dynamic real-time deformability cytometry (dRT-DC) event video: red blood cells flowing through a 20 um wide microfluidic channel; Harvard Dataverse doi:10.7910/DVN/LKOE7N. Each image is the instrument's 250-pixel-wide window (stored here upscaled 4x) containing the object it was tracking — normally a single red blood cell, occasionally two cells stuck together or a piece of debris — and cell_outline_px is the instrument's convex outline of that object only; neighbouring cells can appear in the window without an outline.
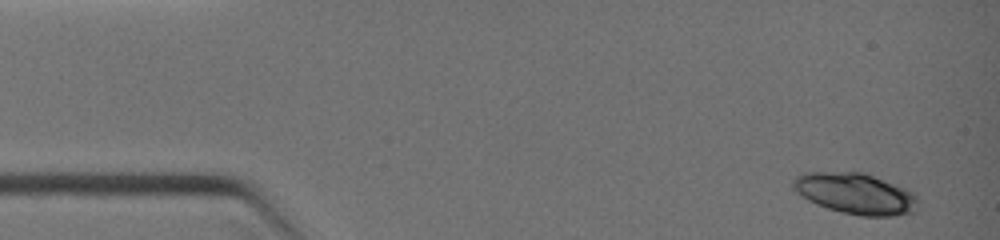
{"species": "common noctule bat (a hibernating species)", "species_latin": "Nyctalus noctula", "temperature_condition": "warm", "stored_images_in_passage": 5, "camera_frame_rate_fps": 3000, "um_per_image_px": 0.085, "animal": {"sex": "female", "body_mass_g": 19.0, "forearm_length_mm": 51.5}, "frame": {"image": 1, "passage_image": 1, "time_ms": 0.0, "image_size_px": [1000, 240], "cell_outline_px": [[916, 212], [892, 216], [860, 216], [840, 212], [816, 204], [808, 200], [796, 192], [792, 188], [792, 180], [796, 176], [804, 172], [864, 172], [904, 188], [912, 192], [916, 196]], "centroid_in_image_um": [72.68, 16.45], "position_along_channel_um": 12.3, "area_um2": 29.82}}
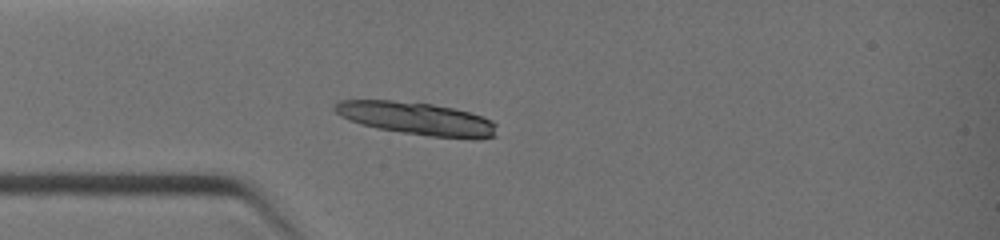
{"frame": {"image": 2, "passage_image": 5, "time_ms": 2.667, "image_size_px": [1000, 240], "cell_outline_px": [[496, 136], [480, 140], [472, 140], [428, 136], [400, 132], [376, 128], [360, 124], [340, 116], [332, 108], [332, 104], [340, 100], [392, 100], [432, 104], [452, 108], [468, 112], [492, 120], [496, 124]], "centroid_in_image_um": [35.44, 10.1], "position_along_channel_um": 49.6, "area_um2": 31.33}}